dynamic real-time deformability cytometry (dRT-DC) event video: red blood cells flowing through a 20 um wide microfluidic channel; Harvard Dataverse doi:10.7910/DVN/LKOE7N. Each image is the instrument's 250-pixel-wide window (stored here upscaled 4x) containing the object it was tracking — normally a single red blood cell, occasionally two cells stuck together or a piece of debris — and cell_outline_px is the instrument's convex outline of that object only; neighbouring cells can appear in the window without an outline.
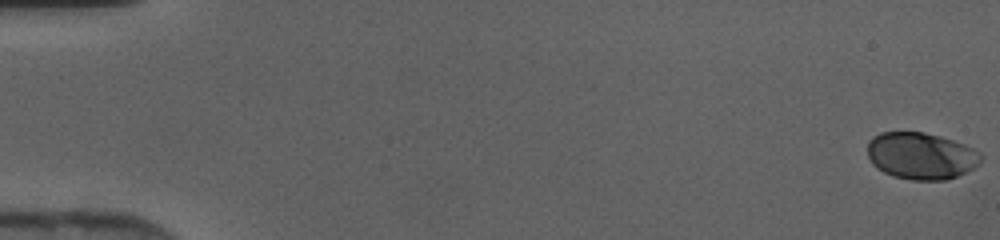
{"species": "human", "species_latin": "Homo sapiens", "temperature_condition": "cold", "stored_images_in_passage": 11, "camera_frame_rate_fps": 3000, "um_per_image_px": 0.085, "donor": {"sex": "female"}, "frame": {"image": 1, "passage_image": 1, "time_ms": 0.0, "image_size_px": [1000, 240], "cell_outline_px": [[980, 164], [956, 176], [944, 180], [912, 180], [892, 176], [876, 168], [872, 164], [868, 156], [868, 140], [872, 136], [880, 132], [924, 132], [940, 136], [964, 144], [980, 152]], "centroid_in_image_um": [78.25, 13.24], "position_along_channel_um": 6.8, "area_um2": 30.98}}